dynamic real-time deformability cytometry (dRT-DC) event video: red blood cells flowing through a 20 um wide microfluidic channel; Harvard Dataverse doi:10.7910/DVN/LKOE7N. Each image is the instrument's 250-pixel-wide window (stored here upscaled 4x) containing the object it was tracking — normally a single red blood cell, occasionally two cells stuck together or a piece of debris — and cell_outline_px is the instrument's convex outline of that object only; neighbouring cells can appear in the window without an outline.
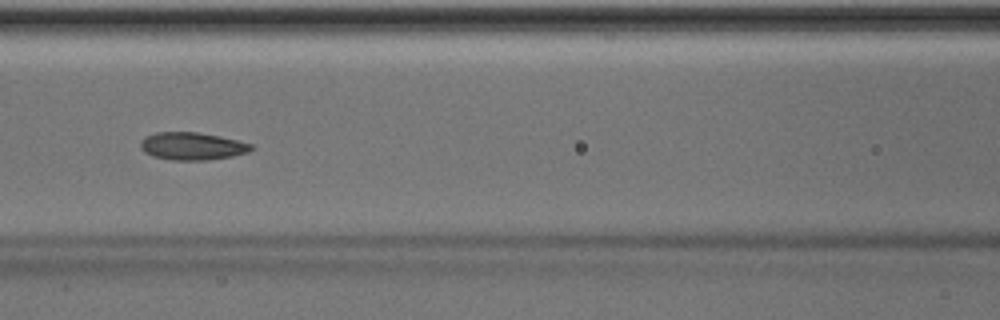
{"species": "Egyptian fruit bat (a non-hibernating species)", "species_latin": "Rousettus aegyptiacus", "temperature_condition": "room temperature", "stored_images_in_passage": 50, "camera_frame_rate_fps": 3000, "um_per_image_px": 0.085, "animal": {"sex": "male"}, "frame": {"image": 1, "passage_image": 22, "time_ms": 7.0, "image_size_px": [1000, 320], "cell_outline_px": [[252, 148], [248, 152], [232, 156], [208, 160], [172, 160], [152, 156], [144, 152], [140, 148], [140, 140], [144, 136], [156, 132], [196, 132], [220, 136], [252, 144]], "centroid_in_image_um": [16.28, 12.42], "position_along_channel_um": 150.3, "area_um2": 17.86}}
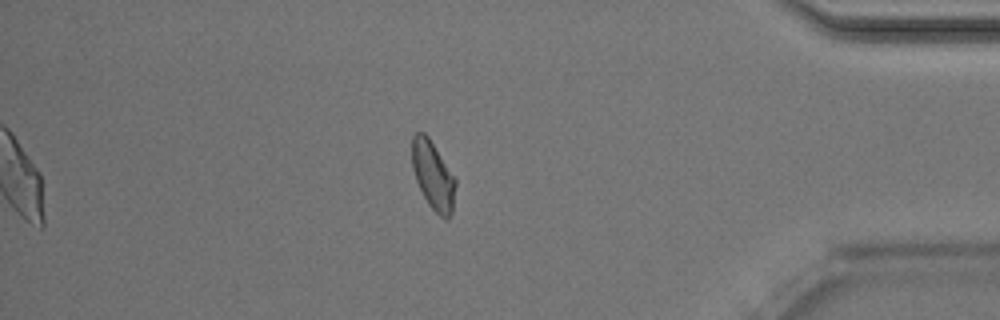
{"frame": {"image": 2, "passage_image": 43, "time_ms": 14.0, "image_size_px": [1000, 320], "cell_outline_px": [[456, 184], [452, 212], [448, 220], [444, 220], [428, 204], [416, 180], [412, 168], [412, 136], [416, 132], [424, 132], [428, 136], [456, 180]], "centroid_in_image_um": [36.8, 14.92], "position_along_channel_um": 398.4, "area_um2": 17.17}, "authors_computed_cell_mechanics": {"area_um2": 17.7157, "velocity_mm_per_s": 4.0324, "shape_relaxation_time_tau1_ms": 7.7086, "shape_relaxation_time_tau2_ms": 3.9032, "deformation_change_tau1": 0.1448, "deformation_change_tau2": 0.0858}}